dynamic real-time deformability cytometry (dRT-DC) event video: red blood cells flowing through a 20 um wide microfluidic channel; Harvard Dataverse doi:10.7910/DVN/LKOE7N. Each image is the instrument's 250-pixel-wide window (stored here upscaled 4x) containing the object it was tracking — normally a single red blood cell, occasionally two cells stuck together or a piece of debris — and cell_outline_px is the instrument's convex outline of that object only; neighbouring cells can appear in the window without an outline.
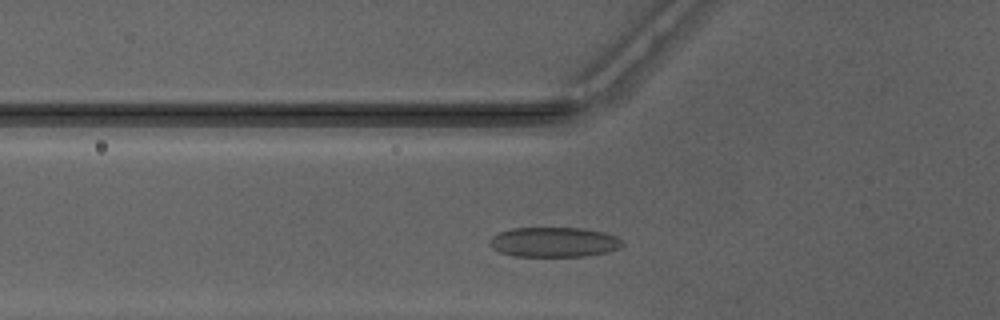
{"species": "Egyptian fruit bat (a non-hibernating species)", "species_latin": "Rousettus aegyptiacus", "temperature_condition": "warm", "stored_images_in_passage": 27, "camera_frame_rate_fps": 3000, "um_per_image_px": 0.085, "animal": {"sex": "male"}, "frame": {"image": 1, "passage_image": 4, "time_ms": 1.0, "image_size_px": [1000, 320], "cell_outline_px": [[624, 244], [620, 248], [608, 252], [584, 256], [512, 256], [500, 252], [492, 248], [488, 244], [488, 240], [492, 236], [500, 232], [512, 228], [580, 228], [604, 232], [616, 236]], "centroid_in_image_um": [47.06, 20.58], "position_along_channel_um": 78.7, "area_um2": 23.18}}
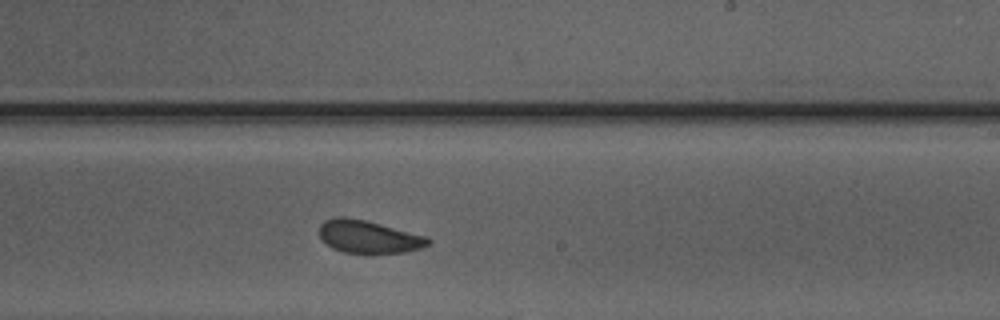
{"frame": {"image": 2, "passage_image": 17, "time_ms": 5.333, "image_size_px": [1000, 320], "cell_outline_px": [[432, 240], [428, 244], [420, 248], [404, 252], [344, 252], [332, 248], [320, 236], [320, 224], [324, 220], [336, 216], [344, 216], [364, 220], [428, 236]], "centroid_in_image_um": [31.33, 20.1], "position_along_channel_um": 257.7, "area_um2": 20.4}}
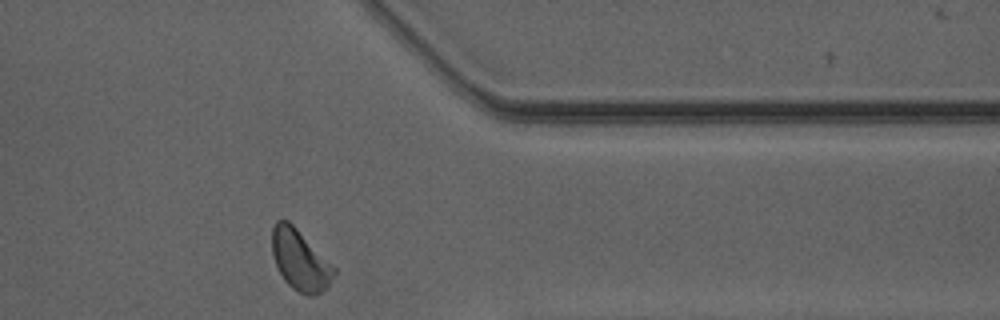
{"frame": {"image": 3, "passage_image": 27, "time_ms": 8.667, "image_size_px": [1000, 320], "cell_outline_px": [[336, 276], [328, 288], [316, 296], [308, 296], [292, 288], [284, 280], [276, 264], [272, 252], [272, 228], [276, 220], [288, 220], [336, 268]], "centroid_in_image_um": [25.54, 22.15], "position_along_channel_um": 385.9, "area_um2": 21.91}, "authors_computed_cell_mechanics": {"area_um2": 21.6172, "velocity_mm_per_s": 4.126, "shape_relaxation_time_tau1_ms": 2.1866, "shape_relaxation_time_tau2_ms": 1.0891, "deformation_change_tau1": 0.0914, "deformation_change_tau2": 0.0759}}